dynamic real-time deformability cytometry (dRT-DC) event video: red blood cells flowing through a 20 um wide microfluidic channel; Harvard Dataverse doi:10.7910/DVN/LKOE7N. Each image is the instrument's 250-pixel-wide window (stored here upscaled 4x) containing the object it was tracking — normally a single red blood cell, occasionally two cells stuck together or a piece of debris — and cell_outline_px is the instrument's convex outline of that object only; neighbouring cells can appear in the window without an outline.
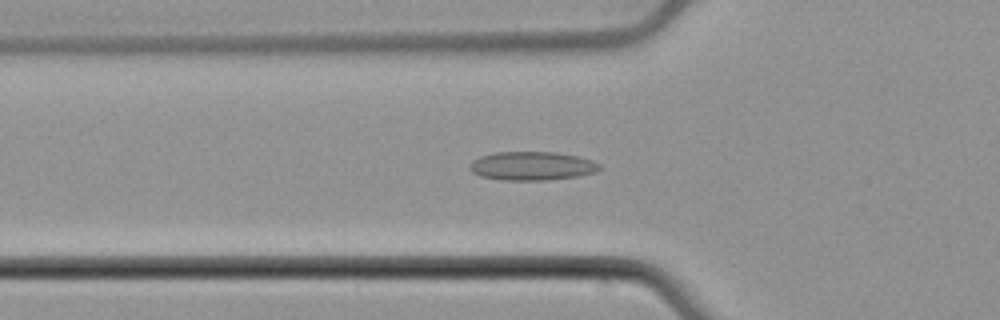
{"species": "common noctule bat (a hibernating species)", "species_latin": "Nyctalus noctula", "temperature_condition": "cold", "stored_images_in_passage": 56, "camera_frame_rate_fps": 3000, "um_per_image_px": 0.085, "animal": {"sex": "male", "body_mass_g": 21.5, "forearm_length_mm": 52.0}, "frame": {"image": 1, "passage_image": 20, "time_ms": 6.333, "image_size_px": [1000, 320], "cell_outline_px": [[600, 168], [596, 172], [576, 176], [548, 180], [500, 180], [480, 176], [472, 172], [468, 168], [472, 160], [480, 156], [496, 152], [556, 152], [576, 156], [592, 160], [600, 164]], "centroid_in_image_um": [45.18, 14.1], "position_along_channel_um": 80.6, "area_um2": 21.73}}
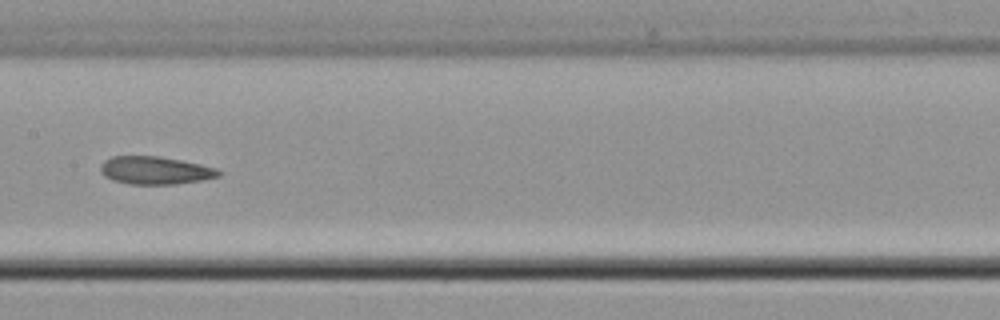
{"frame": {"image": 2, "passage_image": 29, "time_ms": 9.333, "image_size_px": [1000, 320], "cell_outline_px": [[224, 172], [220, 176], [200, 180], [176, 184], [128, 184], [112, 180], [104, 176], [100, 172], [100, 164], [104, 160], [112, 156], [160, 156], [200, 164], [216, 168]], "centroid_in_image_um": [13.17, 14.48], "position_along_channel_um": 194.2, "area_um2": 19.31}}
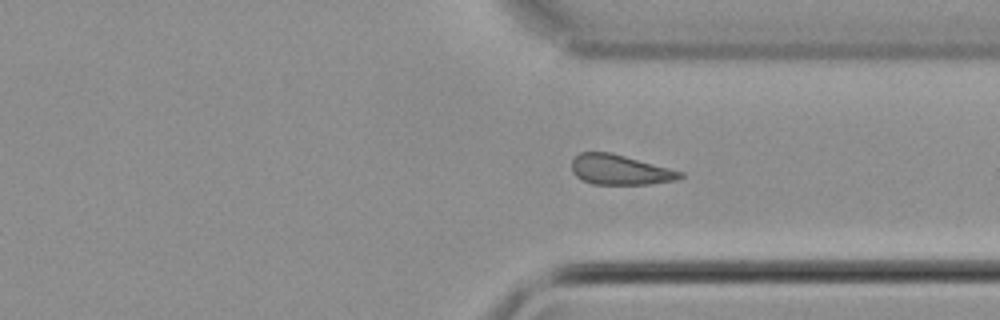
{"frame": {"image": 3, "passage_image": 42, "time_ms": 13.667, "image_size_px": [1000, 320], "cell_outline_px": [[684, 176], [676, 180], [648, 184], [592, 184], [576, 176], [572, 172], [572, 160], [580, 152], [612, 152], [684, 172]], "centroid_in_image_um": [52.7, 14.42], "position_along_channel_um": 358.7, "area_um2": 18.96}}